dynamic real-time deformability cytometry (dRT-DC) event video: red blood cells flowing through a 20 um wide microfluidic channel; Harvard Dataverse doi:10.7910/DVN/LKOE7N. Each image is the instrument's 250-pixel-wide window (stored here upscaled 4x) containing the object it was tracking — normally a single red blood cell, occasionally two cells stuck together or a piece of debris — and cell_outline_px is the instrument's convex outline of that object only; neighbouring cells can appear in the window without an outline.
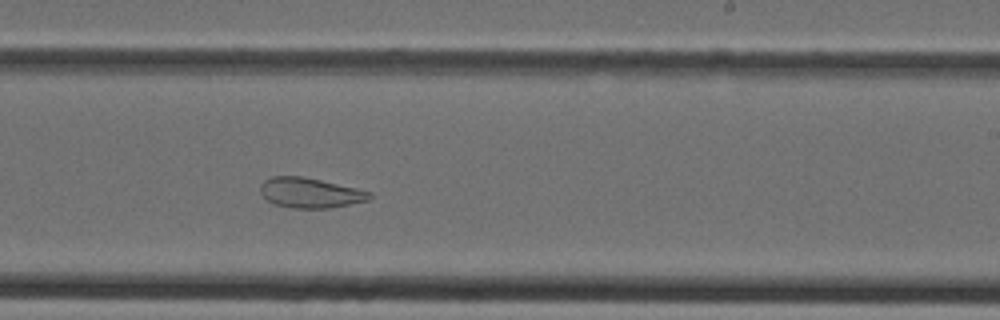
{"species": "Egyptian fruit bat (a non-hibernating species)", "species_latin": "Rousettus aegyptiacus", "temperature_condition": "cold", "stored_images_in_passage": 29, "camera_frame_rate_fps": 3000, "um_per_image_px": 0.085, "animal": {"sex": "female"}, "frame": {"image": 1, "passage_image": 13, "time_ms": 4.0, "image_size_px": [1000, 320], "cell_outline_px": [[372, 196], [368, 200], [328, 208], [292, 208], [276, 204], [268, 200], [260, 192], [260, 184], [264, 180], [272, 176], [300, 176], [320, 180], [356, 188], [372, 192]], "centroid_in_image_um": [26.34, 16.38], "position_along_channel_um": 262.7, "area_um2": 18.9}}
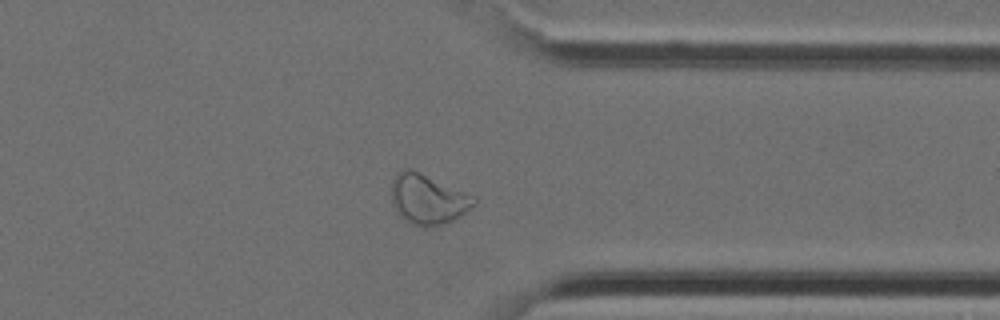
{"frame": {"image": 2, "passage_image": 20, "time_ms": 6.333, "image_size_px": [1000, 320], "cell_outline_px": [[476, 204], [460, 216], [444, 224], [424, 228], [412, 224], [404, 220], [396, 212], [392, 204], [392, 180], [396, 172], [404, 168], [416, 172], [476, 196]], "centroid_in_image_um": [36.36, 16.97], "position_along_channel_um": 375.0, "area_um2": 23.87}}
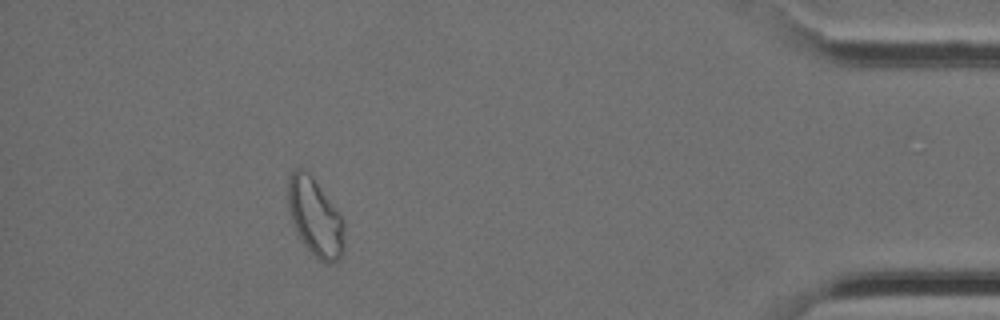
{"frame": {"image": 3, "passage_image": 25, "time_ms": 8.0, "image_size_px": [1000, 320], "cell_outline_px": [[344, 252], [340, 260], [332, 264], [328, 264], [320, 260], [304, 244], [296, 232], [288, 208], [288, 176], [292, 168], [300, 168], [308, 172], [312, 176], [344, 220]], "centroid_in_image_um": [26.79, 18.47], "position_along_channel_um": 408.4, "area_um2": 25.61}}